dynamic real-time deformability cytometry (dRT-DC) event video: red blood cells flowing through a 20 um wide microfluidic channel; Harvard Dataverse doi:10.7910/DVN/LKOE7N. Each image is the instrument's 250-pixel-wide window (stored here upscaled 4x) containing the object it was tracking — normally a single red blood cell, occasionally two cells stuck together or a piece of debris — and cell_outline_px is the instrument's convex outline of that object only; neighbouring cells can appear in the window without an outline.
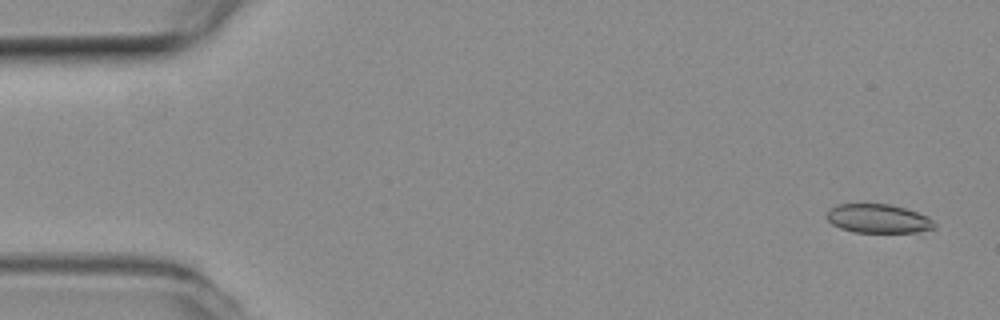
{"species": "common noctule bat (a hibernating species)", "species_latin": "Nyctalus noctula", "temperature_condition": "room temperature", "stored_images_in_passage": 7, "camera_frame_rate_fps": 3000, "um_per_image_px": 0.085, "animal": {"sex": "female", "body_mass_g": 19.3, "forearm_length_mm": 54.1}, "frame": {"image": 1, "passage_image": 1, "time_ms": 0.0, "image_size_px": [1000, 320], "cell_outline_px": [[936, 228], [920, 236], [856, 232], [840, 228], [832, 224], [828, 220], [828, 208], [836, 204], [892, 204], [928, 216], [936, 224]], "centroid_in_image_um": [74.79, 18.65], "position_along_channel_um": 10.2, "area_um2": 19.31}}